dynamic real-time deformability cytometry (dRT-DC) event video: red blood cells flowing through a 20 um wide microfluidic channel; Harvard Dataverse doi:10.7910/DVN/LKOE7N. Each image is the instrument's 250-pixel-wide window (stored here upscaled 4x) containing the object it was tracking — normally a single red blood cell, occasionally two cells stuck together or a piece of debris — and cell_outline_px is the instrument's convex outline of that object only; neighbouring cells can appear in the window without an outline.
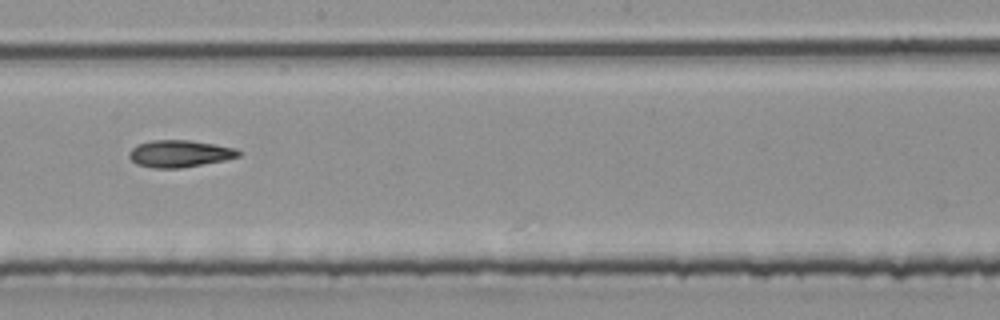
{"species": "common noctule bat (a hibernating species)", "species_latin": "Nyctalus noctula", "temperature_condition": "room temperature", "stored_images_in_passage": 18, "camera_frame_rate_fps": 3000, "um_per_image_px": 0.085, "animal": {"sex": "male", "body_mass_g": 20.4}, "frame": {"image": 1, "passage_image": 17, "time_ms": 5.333, "image_size_px": [1000, 320], "cell_outline_px": [[240, 156], [224, 160], [180, 168], [152, 168], [136, 164], [128, 156], [128, 152], [136, 144], [152, 140], [188, 140], [236, 148], [240, 152]], "centroid_in_image_um": [15.22, 13.06], "position_along_channel_um": 233.0, "area_um2": 17.17}}